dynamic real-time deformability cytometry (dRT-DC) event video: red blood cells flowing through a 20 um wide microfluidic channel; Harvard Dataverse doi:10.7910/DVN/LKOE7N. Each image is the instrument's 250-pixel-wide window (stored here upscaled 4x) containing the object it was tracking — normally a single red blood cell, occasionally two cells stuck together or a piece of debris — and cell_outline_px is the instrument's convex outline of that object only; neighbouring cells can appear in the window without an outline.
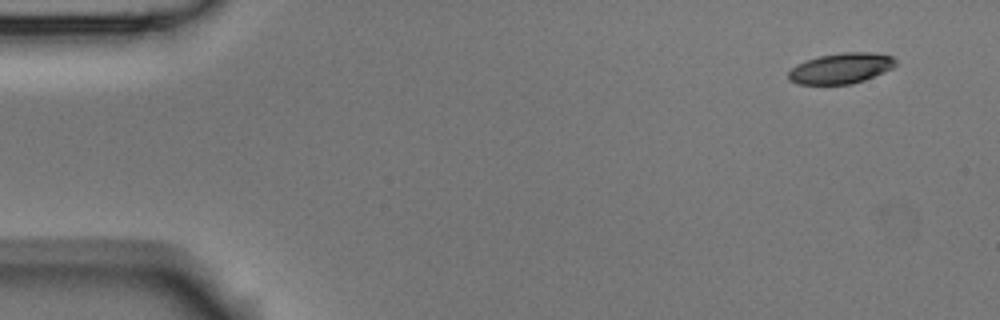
{"species": "Egyptian fruit bat (a non-hibernating species)", "species_latin": "Rousettus aegyptiacus", "temperature_condition": "room temperature", "stored_images_in_passage": 5, "camera_frame_rate_fps": 3000, "um_per_image_px": 0.085, "animal": {"sex": "male"}, "frame": {"image": 1, "passage_image": 1, "time_ms": 0.0, "image_size_px": [1000, 320], "cell_outline_px": [[896, 64], [892, 68], [884, 72], [864, 80], [852, 84], [800, 84], [788, 80], [788, 72], [796, 64], [820, 56], [844, 52], [872, 52], [892, 56], [896, 60]], "centroid_in_image_um": [71.49, 5.8], "position_along_channel_um": 13.5, "area_um2": 19.02}}
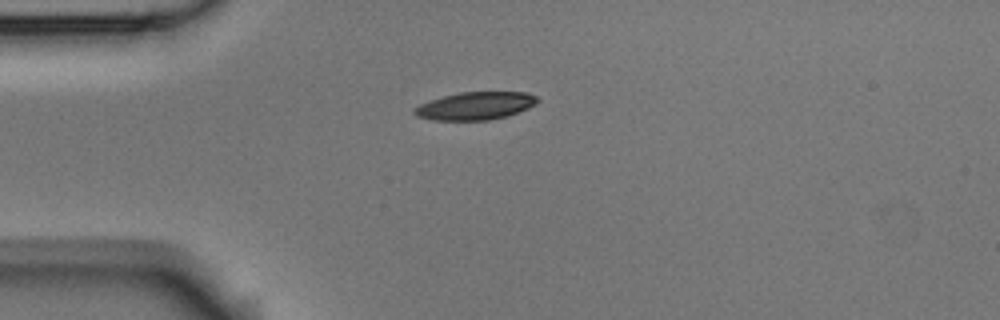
{"frame": {"image": 2, "passage_image": 3, "time_ms": 0.667, "image_size_px": [1000, 320], "cell_outline_px": [[540, 100], [536, 104], [528, 108], [508, 116], [488, 120], [432, 120], [416, 116], [412, 112], [412, 108], [420, 104], [444, 96], [460, 92], [524, 92], [536, 96]], "centroid_in_image_um": [40.4, 9.0], "position_along_channel_um": 44.6, "area_um2": 19.94}}
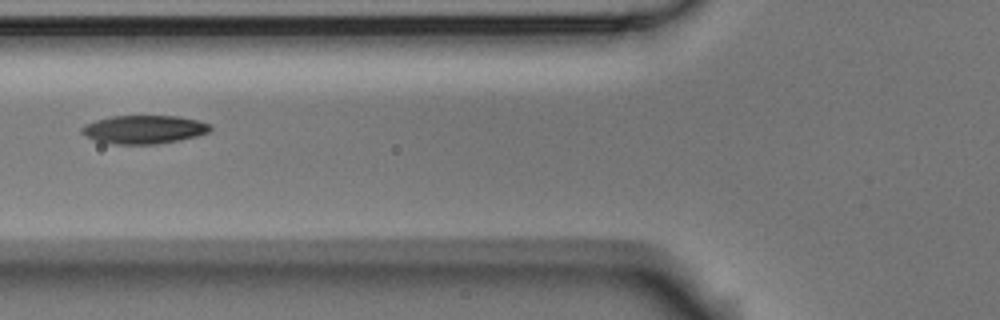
{"frame": {"image": 3, "passage_image": 5, "time_ms": 1.333, "image_size_px": [1000, 320], "cell_outline_px": [[212, 128], [208, 132], [196, 136], [180, 140], [156, 144], [112, 144], [96, 140], [80, 132], [80, 128], [84, 124], [96, 120], [112, 116], [180, 116], [212, 124]], "centroid_in_image_um": [12.25, 11.0], "position_along_channel_um": 113.6, "area_um2": 21.27}}